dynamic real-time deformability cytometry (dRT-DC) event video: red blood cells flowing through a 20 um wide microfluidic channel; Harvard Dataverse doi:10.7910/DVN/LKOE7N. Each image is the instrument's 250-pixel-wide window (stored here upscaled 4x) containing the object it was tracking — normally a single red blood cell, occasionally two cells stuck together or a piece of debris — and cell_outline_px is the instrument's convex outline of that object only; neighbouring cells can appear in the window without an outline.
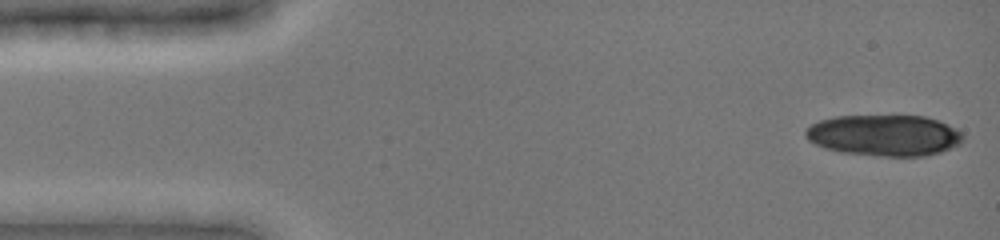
{"species": "common noctule bat (a hibernating species)", "species_latin": "Nyctalus noctula", "temperature_condition": "cold", "stored_images_in_passage": 45, "camera_frame_rate_fps": 3000, "um_per_image_px": 0.085, "animal": {"sex": "female", "body_mass_g": 19.0, "forearm_length_mm": 51.5}, "frame": {"image": 1, "passage_image": 1, "time_ms": 0.0, "image_size_px": [1000, 240], "cell_outline_px": [[964, 140], [960, 144], [940, 152], [924, 156], [880, 156], [840, 152], [824, 148], [808, 140], [804, 136], [804, 128], [820, 120], [836, 116], [924, 116], [940, 120], [964, 132]], "centroid_in_image_um": [75.18, 11.5], "position_along_channel_um": 9.8, "area_um2": 38.15}}
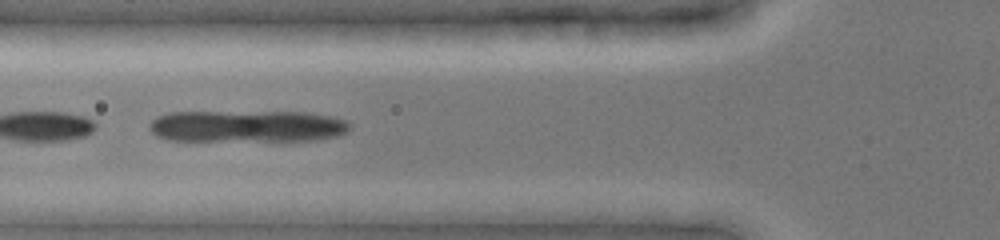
{"frame": {"image": 2, "passage_image": 29, "time_ms": 5.333, "image_size_px": [1000, 240], "cell_outline_px": [[352, 128], [348, 132], [336, 136], [320, 140], [168, 140], [156, 136], [148, 128], [148, 124], [156, 116], [168, 112], [308, 112], [332, 116], [348, 120], [352, 124]], "centroid_in_image_um": [21.04, 10.72], "position_along_channel_um": 104.8, "area_um2": 37.63}}